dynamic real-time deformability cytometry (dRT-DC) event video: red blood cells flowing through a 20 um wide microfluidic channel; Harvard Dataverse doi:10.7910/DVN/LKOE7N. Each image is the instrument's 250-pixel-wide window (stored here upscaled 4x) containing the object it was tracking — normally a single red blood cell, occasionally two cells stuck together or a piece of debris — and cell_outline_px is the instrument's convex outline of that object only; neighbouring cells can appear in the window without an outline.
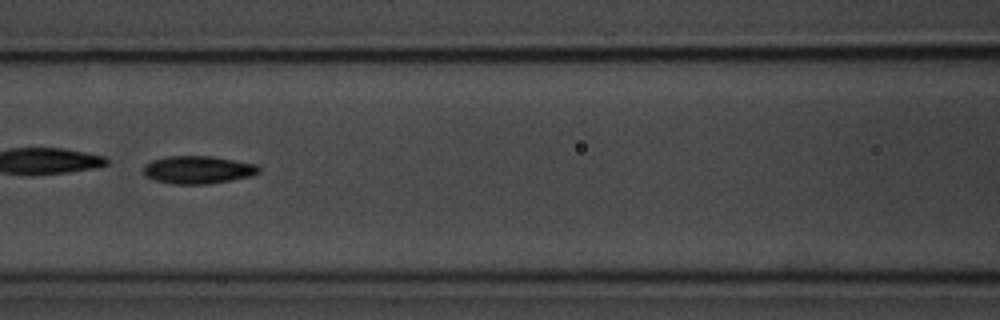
{"species": "common noctule bat (a hibernating species)", "species_latin": "Nyctalus noctula", "temperature_condition": "room temperature", "stored_images_in_passage": 53, "camera_frame_rate_fps": 3000, "um_per_image_px": 0.085, "animal": {"sex": "male", "body_mass_g": 20.1, "forearm_length_mm": 53.5}, "frame": {"image": 1, "passage_image": 23, "time_ms": 7.333, "image_size_px": [1000, 320], "cell_outline_px": [[260, 172], [252, 176], [208, 184], [176, 184], [156, 180], [144, 176], [144, 164], [152, 160], [168, 156], [212, 156], [256, 164], [260, 168]], "centroid_in_image_um": [16.83, 14.43], "position_along_channel_um": 149.8, "area_um2": 18.67}, "authors_computed_cell_mechanics": {"area_um2": 18.785, "velocity_mm_per_s": 3.6609, "shape_relaxation_time_tau1_ms": 3.1757, "shape_relaxation_time_tau2_ms": 3.111, "deformation_change_tau1": 0.1375, "deformation_change_tau2": 0.0925}}